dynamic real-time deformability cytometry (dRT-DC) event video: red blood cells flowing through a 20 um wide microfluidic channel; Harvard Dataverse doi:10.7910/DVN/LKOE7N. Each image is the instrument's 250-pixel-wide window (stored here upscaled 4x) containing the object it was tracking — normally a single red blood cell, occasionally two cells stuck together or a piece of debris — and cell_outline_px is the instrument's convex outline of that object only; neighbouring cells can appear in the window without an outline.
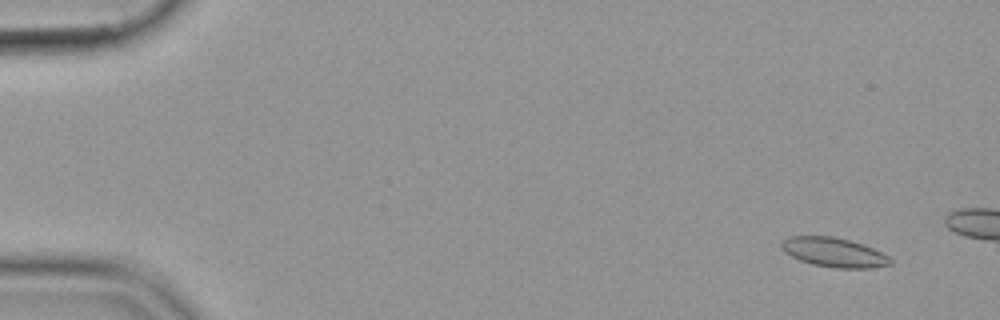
{"species": "common noctule bat (a hibernating species)", "species_latin": "Nyctalus noctula", "temperature_condition": "cold", "stored_images_in_passage": 16, "camera_frame_rate_fps": 3000, "um_per_image_px": 0.085, "animal": {"sex": "female", "body_mass_g": 19.9}, "frame": {"image": 1, "passage_image": 5, "time_ms": 1.333, "image_size_px": [1000, 320], "cell_outline_px": [[892, 264], [872, 268], [836, 268], [812, 264], [800, 260], [784, 252], [780, 244], [784, 240], [792, 236], [832, 236], [864, 244], [888, 256], [892, 260]], "centroid_in_image_um": [70.9, 21.45], "position_along_channel_um": 14.1, "area_um2": 18.5}}